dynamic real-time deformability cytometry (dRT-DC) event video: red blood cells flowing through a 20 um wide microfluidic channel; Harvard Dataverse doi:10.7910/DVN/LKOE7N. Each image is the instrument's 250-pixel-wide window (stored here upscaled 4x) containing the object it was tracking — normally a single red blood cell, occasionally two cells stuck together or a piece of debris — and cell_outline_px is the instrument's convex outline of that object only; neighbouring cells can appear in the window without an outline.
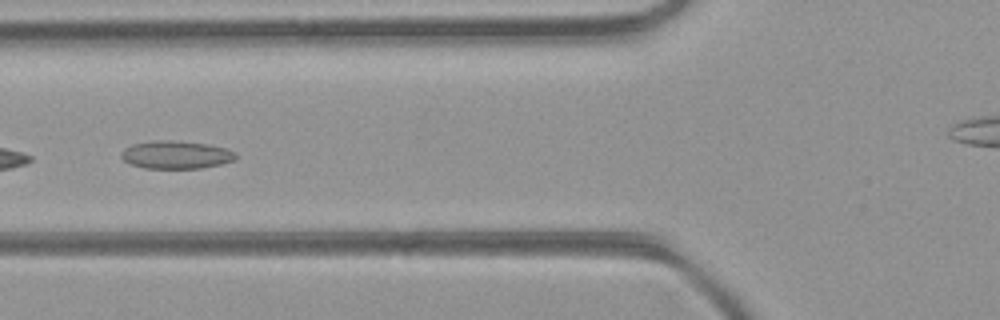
{"species": "common noctule bat (a hibernating species)", "species_latin": "Nyctalus noctula", "temperature_condition": "room temperature", "stored_images_in_passage": 25, "camera_frame_rate_fps": 3000, "um_per_image_px": 0.085, "animal": {"sex": "female", "body_mass_g": 21.9}, "frame": {"image": 1, "passage_image": 5, "time_ms": 1.333, "image_size_px": [1000, 320], "cell_outline_px": [[236, 156], [232, 160], [220, 164], [200, 168], [144, 168], [132, 164], [124, 160], [120, 156], [120, 152], [124, 148], [132, 144], [152, 140], [168, 140], [208, 144], [224, 148], [236, 152]], "centroid_in_image_um": [14.91, 13.15], "position_along_channel_um": 110.9, "area_um2": 18.5}}
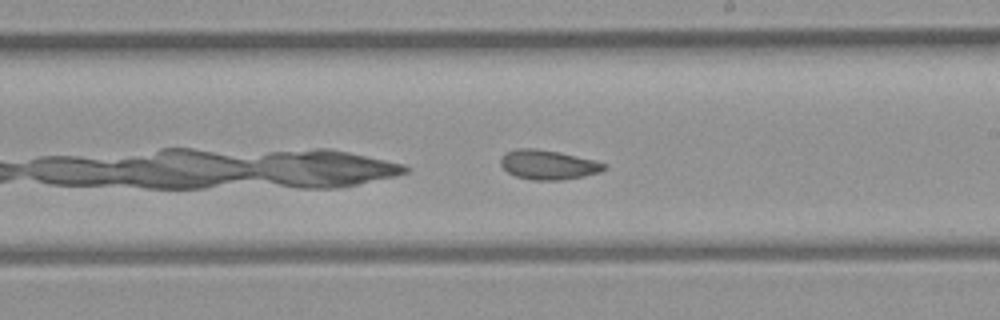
{"frame": {"image": 2, "passage_image": 14, "time_ms": 4.333, "image_size_px": [1000, 320], "cell_outline_px": [[608, 168], [600, 172], [584, 176], [560, 180], [532, 180], [516, 176], [508, 172], [500, 164], [500, 160], [504, 152], [516, 148], [536, 148], [560, 152], [596, 160], [608, 164]], "centroid_in_image_um": [46.62, 13.99], "position_along_channel_um": 242.4, "area_um2": 18.03}}
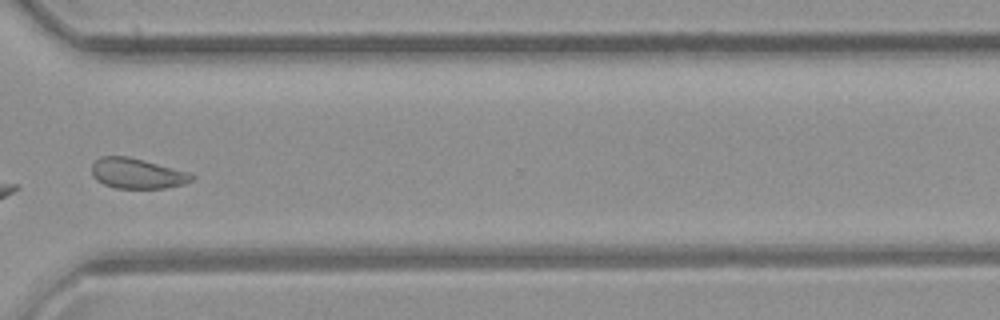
{"frame": {"image": 3, "passage_image": 22, "time_ms": 7.0, "image_size_px": [1000, 320], "cell_outline_px": [[196, 176], [192, 180], [184, 184], [164, 188], [116, 188], [104, 184], [96, 180], [92, 176], [92, 164], [100, 156], [128, 156], [192, 172]], "centroid_in_image_um": [11.68, 14.73], "position_along_channel_um": 358.9, "area_um2": 17.86}, "authors_computed_cell_mechanics": {"area_um2": 17.8602, "velocity_mm_per_s": 4.3748, "shape_relaxation_time_tau1_ms": null, "shape_relaxation_time_tau2_ms": 1.7039, "deformation_change_tau1": null, "deformation_change_tau2": 0.0635}}